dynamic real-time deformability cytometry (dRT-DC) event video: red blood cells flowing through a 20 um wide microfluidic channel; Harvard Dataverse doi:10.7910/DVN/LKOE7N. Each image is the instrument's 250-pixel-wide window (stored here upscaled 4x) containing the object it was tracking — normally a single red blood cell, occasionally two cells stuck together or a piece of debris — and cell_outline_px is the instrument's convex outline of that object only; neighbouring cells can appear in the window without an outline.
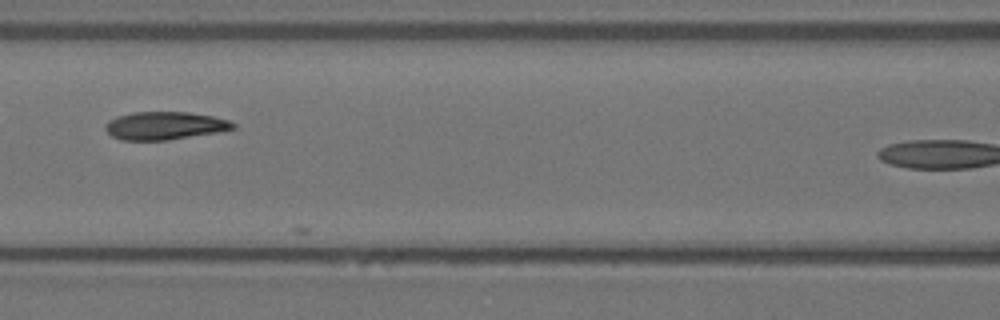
{"species": "Egyptian fruit bat (a non-hibernating species)", "species_latin": "Rousettus aegyptiacus", "temperature_condition": "warm", "stored_images_in_passage": 18, "camera_frame_rate_fps": 3000, "um_per_image_px": 0.085, "animal": {"sex": "female"}, "frame": {"image": 1, "passage_image": 9, "time_ms": 2.667, "image_size_px": [1000, 320], "cell_outline_px": [[236, 128], [216, 132], [168, 140], [120, 140], [112, 136], [104, 128], [104, 124], [108, 120], [116, 116], [132, 112], [188, 112], [212, 116], [228, 120], [236, 124]], "centroid_in_image_um": [13.96, 10.68], "position_along_channel_um": 152.6, "area_um2": 20.81}}
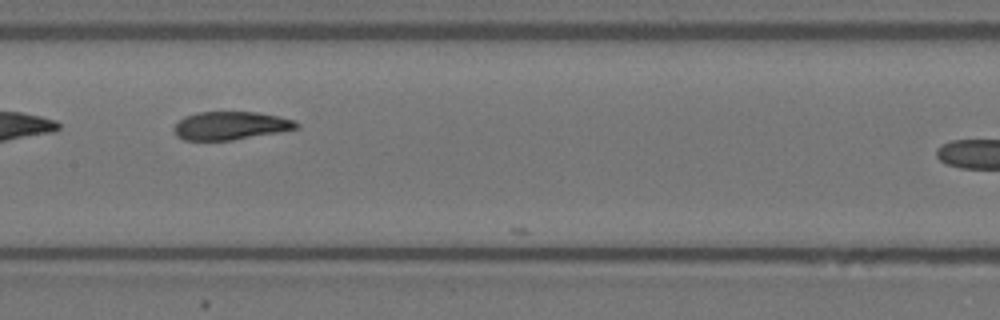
{"frame": {"image": 2, "passage_image": 12, "time_ms": 3.667, "image_size_px": [1000, 320], "cell_outline_px": [[300, 128], [232, 140], [184, 140], [176, 136], [176, 124], [184, 116], [196, 112], [256, 112], [280, 116], [296, 120], [300, 124]], "centroid_in_image_um": [19.65, 10.67], "position_along_channel_um": 187.8, "area_um2": 20.06}}